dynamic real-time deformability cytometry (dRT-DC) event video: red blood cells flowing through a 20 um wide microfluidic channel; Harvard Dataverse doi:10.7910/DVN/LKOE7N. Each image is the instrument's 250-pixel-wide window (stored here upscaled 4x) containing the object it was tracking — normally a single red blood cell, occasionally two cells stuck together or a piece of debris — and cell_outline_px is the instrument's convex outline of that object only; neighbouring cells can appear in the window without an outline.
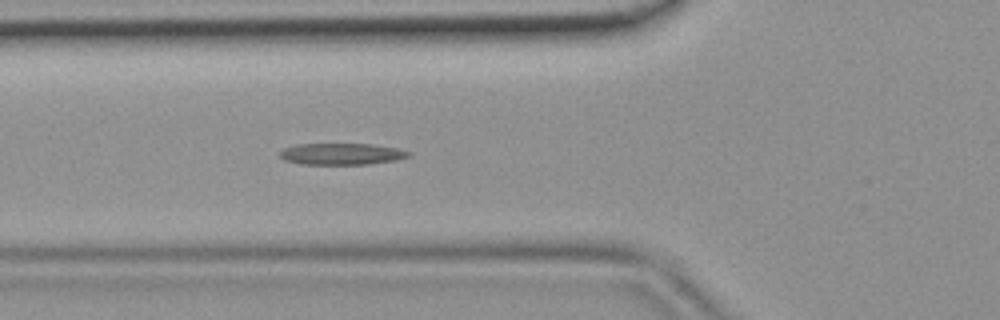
{"species": "common noctule bat (a hibernating species)", "species_latin": "Nyctalus noctula", "temperature_condition": "room temperature", "stored_images_in_passage": 46, "camera_frame_rate_fps": 3000, "um_per_image_px": 0.085, "animal": {"sex": "female", "body_mass_g": 19.9}, "frame": {"image": 1, "passage_image": 17, "time_ms": 5.333, "image_size_px": [1000, 320], "cell_outline_px": [[412, 156], [396, 160], [368, 164], [300, 164], [284, 160], [280, 156], [280, 152], [284, 148], [296, 144], [372, 144], [396, 148], [412, 152]], "centroid_in_image_um": [29.06, 13.08], "position_along_channel_um": 96.7, "area_um2": 16.18}}
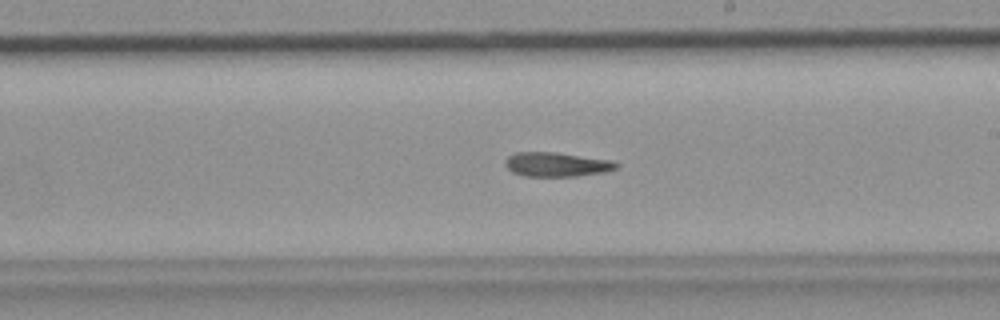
{"frame": {"image": 2, "passage_image": 27, "time_ms": 8.667, "image_size_px": [1000, 320], "cell_outline_px": [[620, 164], [616, 168], [604, 172], [576, 176], [524, 176], [512, 172], [504, 164], [504, 160], [508, 156], [516, 152], [556, 152], [608, 160]], "centroid_in_image_um": [47.26, 13.98], "position_along_channel_um": 241.7, "area_um2": 15.61}}
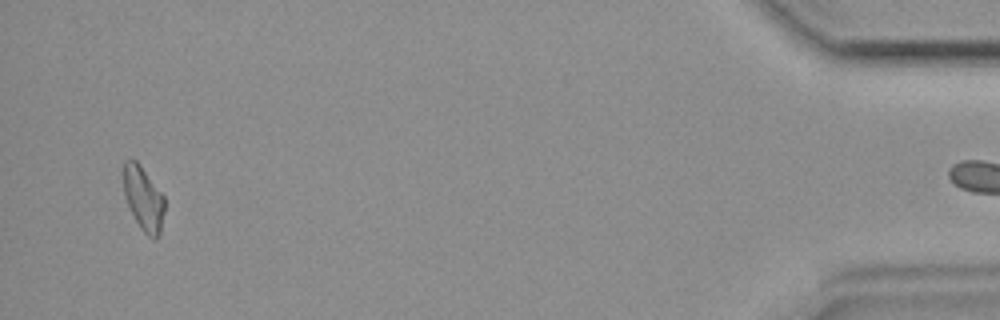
{"frame": {"image": 3, "passage_image": 45, "time_ms": 14.667, "image_size_px": [1000, 320], "cell_outline_px": [[164, 212], [160, 236], [156, 240], [148, 236], [140, 228], [124, 196], [124, 160], [132, 156], [140, 164], [164, 196]], "centroid_in_image_um": [12.2, 16.86], "position_along_channel_um": 423.0, "area_um2": 15.43}}